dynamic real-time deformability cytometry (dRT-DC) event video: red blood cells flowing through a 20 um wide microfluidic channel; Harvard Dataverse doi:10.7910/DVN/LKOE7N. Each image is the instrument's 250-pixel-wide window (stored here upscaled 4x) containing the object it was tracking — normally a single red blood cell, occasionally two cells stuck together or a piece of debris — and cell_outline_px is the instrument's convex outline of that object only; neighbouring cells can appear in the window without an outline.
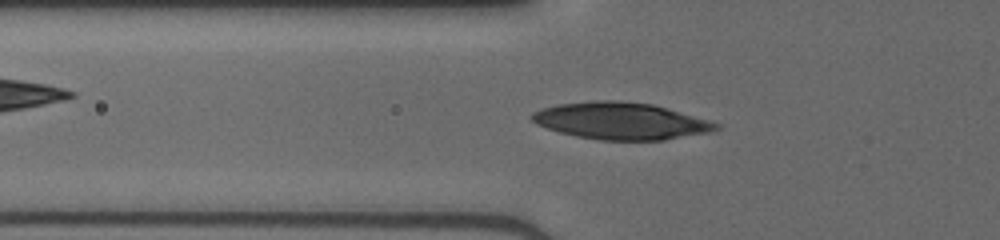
{"species": "human", "species_latin": "Homo sapiens", "temperature_condition": "cold", "stored_images_in_passage": 37, "camera_frame_rate_fps": 3000, "um_per_image_px": 0.085, "donor": {"sex": "male"}, "frame": {"image": 1, "passage_image": 9, "time_ms": 2.667, "image_size_px": [1000, 240], "cell_outline_px": [[720, 128], [708, 132], [664, 140], [600, 140], [576, 136], [560, 132], [536, 124], [532, 120], [532, 112], [540, 108], [556, 104], [596, 100], [616, 100], [652, 104], [668, 108], [708, 120], [720, 124]], "centroid_in_image_um": [52.74, 10.27], "position_along_channel_um": 73.1, "area_um2": 39.54}}
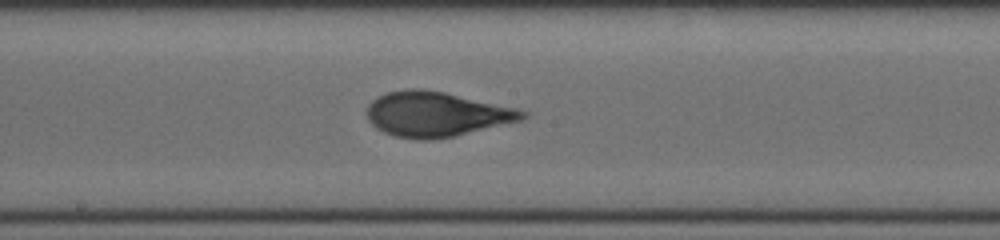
{"frame": {"image": 2, "passage_image": 18, "time_ms": 5.667, "image_size_px": [1000, 240], "cell_outline_px": [[528, 116], [520, 120], [452, 136], [428, 140], [416, 140], [396, 136], [384, 132], [376, 128], [368, 120], [368, 104], [372, 100], [388, 92], [404, 88], [420, 88], [444, 92], [516, 108], [528, 112]], "centroid_in_image_um": [37.05, 9.69], "position_along_channel_um": 211.2, "area_um2": 40.23}}
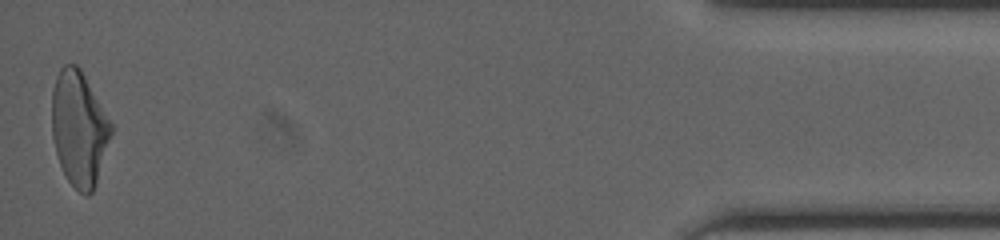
{"frame": {"image": 3, "passage_image": 37, "time_ms": 12.0, "image_size_px": [1000, 240], "cell_outline_px": [[112, 132], [92, 192], [88, 196], [84, 196], [68, 180], [60, 164], [56, 152], [52, 136], [52, 92], [56, 76], [60, 68], [64, 64], [76, 64], [80, 68], [112, 124]], "centroid_in_image_um": [6.7, 10.9], "position_along_channel_um": 428.5, "area_um2": 39.02}}